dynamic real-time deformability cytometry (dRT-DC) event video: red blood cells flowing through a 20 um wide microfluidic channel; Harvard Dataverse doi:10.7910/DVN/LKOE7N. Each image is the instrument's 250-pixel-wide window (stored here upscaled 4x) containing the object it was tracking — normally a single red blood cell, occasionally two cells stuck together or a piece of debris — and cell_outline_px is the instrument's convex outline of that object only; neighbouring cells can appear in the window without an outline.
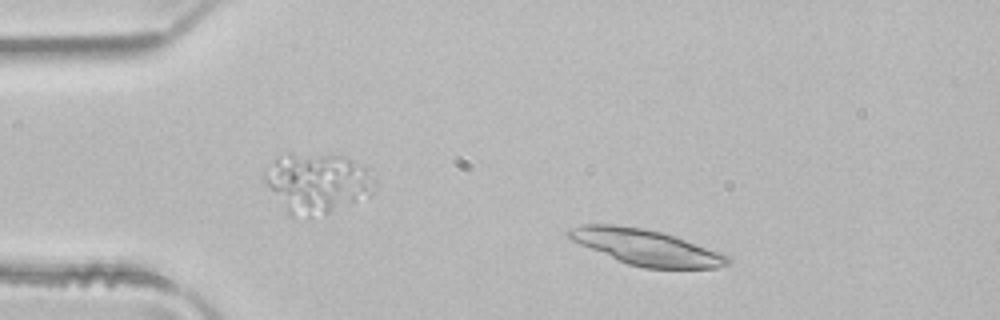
{"species": "common noctule bat (a hibernating species)", "species_latin": "Nyctalus noctula", "temperature_condition": "room temperature", "stored_images_in_passage": 2, "camera_frame_rate_fps": 3000, "um_per_image_px": 0.085, "animal": {"sex": "male", "body_mass_g": 21.5, "forearm_length_mm": 52.0}, "frame": {"image": 1, "passage_image": 1, "time_ms": 0.0, "image_size_px": [1000, 320], "cell_outline_px": [[732, 264], [716, 268], [644, 268], [628, 264], [580, 244], [572, 240], [564, 232], [572, 228], [584, 224], [616, 224], [644, 228], [660, 232], [720, 252], [728, 256], [732, 260]], "centroid_in_image_um": [54.93, 21.02], "position_along_channel_um": 30.1, "area_um2": 32.6}}